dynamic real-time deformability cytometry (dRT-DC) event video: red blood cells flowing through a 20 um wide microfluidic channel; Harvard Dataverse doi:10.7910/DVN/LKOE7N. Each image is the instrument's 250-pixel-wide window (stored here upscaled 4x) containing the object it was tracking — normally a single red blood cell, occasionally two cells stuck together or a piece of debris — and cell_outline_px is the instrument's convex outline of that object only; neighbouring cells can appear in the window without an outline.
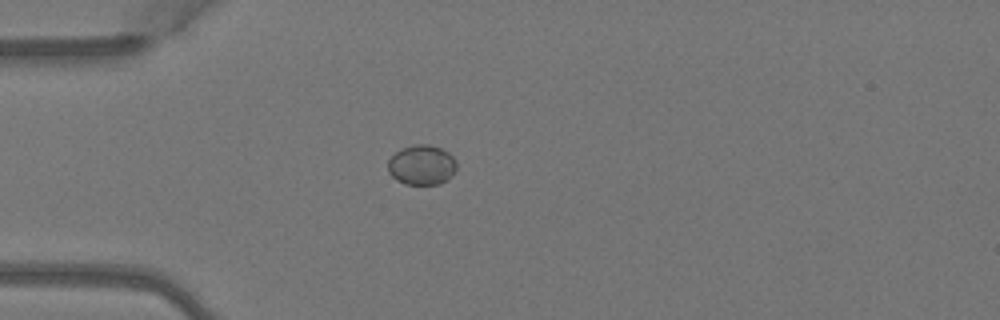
{"species": "Egyptian fruit bat (a non-hibernating species)", "species_latin": "Rousettus aegyptiacus", "temperature_condition": "warm", "stored_images_in_passage": 5, "camera_frame_rate_fps": 3000, "um_per_image_px": 0.085, "animal": {"sex": "female"}, "frame": {"image": 1, "passage_image": 5, "time_ms": 1.333, "image_size_px": [1000, 320], "cell_outline_px": [[456, 168], [440, 184], [404, 184], [396, 180], [388, 172], [388, 160], [400, 148], [416, 144], [428, 144], [440, 148], [448, 152], [456, 160]], "centroid_in_image_um": [35.81, 14.01], "position_along_channel_um": 49.2, "area_um2": 15.84}}